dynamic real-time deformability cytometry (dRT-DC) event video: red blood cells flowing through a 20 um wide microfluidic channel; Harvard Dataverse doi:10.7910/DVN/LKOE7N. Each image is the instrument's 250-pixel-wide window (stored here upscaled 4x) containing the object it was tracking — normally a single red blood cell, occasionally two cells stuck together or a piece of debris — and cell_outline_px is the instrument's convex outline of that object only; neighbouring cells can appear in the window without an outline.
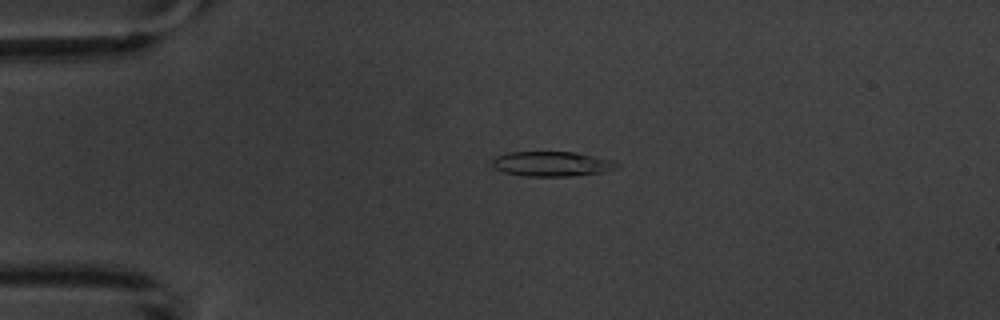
{"species": "common noctule bat (a hibernating species)", "species_latin": "Nyctalus noctula", "temperature_condition": "warm", "stored_images_in_passage": 2, "camera_frame_rate_fps": 3000, "um_per_image_px": 0.085, "animal": {"sex": "male", "body_mass_g": 20.1, "forearm_length_mm": 53.5}, "frame": {"image": 1, "passage_image": 2, "time_ms": 2.333, "image_size_px": [1000, 320], "cell_outline_px": [[620, 164], [616, 168], [604, 172], [572, 176], [524, 176], [504, 172], [492, 168], [492, 160], [496, 156], [508, 152], [572, 152], [616, 160]], "centroid_in_image_um": [46.91, 13.93], "position_along_channel_um": 38.1, "area_um2": 18.21}}